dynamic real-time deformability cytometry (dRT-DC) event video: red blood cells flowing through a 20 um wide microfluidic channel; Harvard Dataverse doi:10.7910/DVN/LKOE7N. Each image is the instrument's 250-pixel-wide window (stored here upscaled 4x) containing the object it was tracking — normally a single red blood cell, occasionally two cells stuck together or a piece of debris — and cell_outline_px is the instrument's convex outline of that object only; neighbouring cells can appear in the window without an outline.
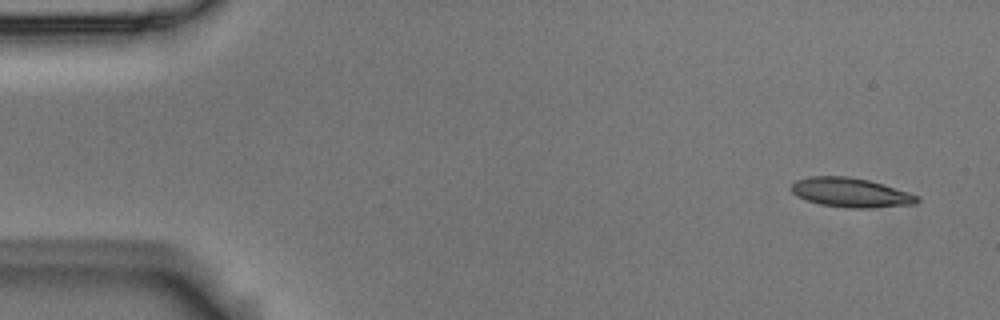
{"species": "Egyptian fruit bat (a non-hibernating species)", "species_latin": "Rousettus aegyptiacus", "temperature_condition": "room temperature", "stored_images_in_passage": 4, "camera_frame_rate_fps": 3000, "um_per_image_px": 0.085, "animal": {"sex": "male"}, "frame": {"image": 1, "passage_image": 1, "time_ms": 0.0, "image_size_px": [1000, 320], "cell_outline_px": [[920, 200], [916, 204], [868, 208], [852, 208], [820, 204], [796, 196], [792, 192], [792, 184], [796, 180], [812, 176], [848, 176], [868, 180], [908, 192], [920, 196]], "centroid_in_image_um": [72.33, 16.37], "position_along_channel_um": 12.7, "area_um2": 21.33}}